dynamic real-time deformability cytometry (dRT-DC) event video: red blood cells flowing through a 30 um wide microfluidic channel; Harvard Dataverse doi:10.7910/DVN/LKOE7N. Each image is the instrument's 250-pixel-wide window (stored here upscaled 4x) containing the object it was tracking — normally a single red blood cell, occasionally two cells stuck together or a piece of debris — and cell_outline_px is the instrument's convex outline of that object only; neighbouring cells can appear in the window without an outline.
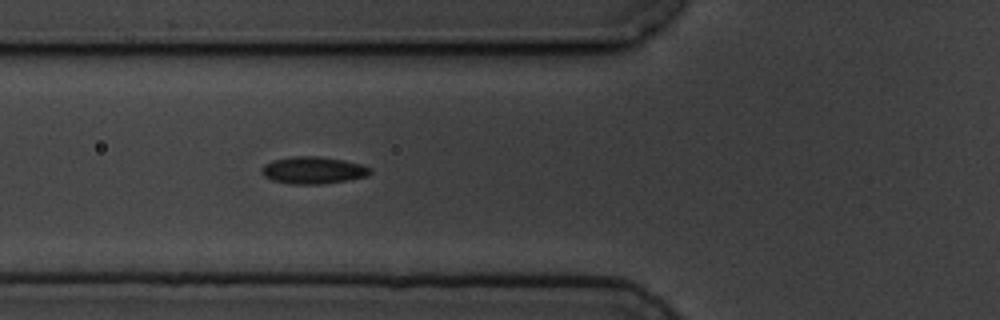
{"species": "common noctule bat (a hibernating species)", "species_latin": "Nyctalus noctula", "temperature_condition": "cold", "stored_images_in_passage": 6, "camera_frame_rate_fps": 3000, "um_per_image_px": 0.085, "animal": {"sex": "male", "body_mass_g": 19.5, "forearm_length_mm": 54.6}, "frame": {"image": 1, "passage_image": 6, "time_ms": 5.667, "image_size_px": [1000, 320], "cell_outline_px": [[372, 172], [368, 176], [320, 184], [292, 184], [272, 180], [264, 176], [260, 172], [260, 168], [264, 164], [272, 160], [292, 156], [320, 156], [344, 160], [360, 164], [372, 168]], "centroid_in_image_um": [26.59, 14.46], "position_along_channel_um": 99.2, "area_um2": 17.22}}